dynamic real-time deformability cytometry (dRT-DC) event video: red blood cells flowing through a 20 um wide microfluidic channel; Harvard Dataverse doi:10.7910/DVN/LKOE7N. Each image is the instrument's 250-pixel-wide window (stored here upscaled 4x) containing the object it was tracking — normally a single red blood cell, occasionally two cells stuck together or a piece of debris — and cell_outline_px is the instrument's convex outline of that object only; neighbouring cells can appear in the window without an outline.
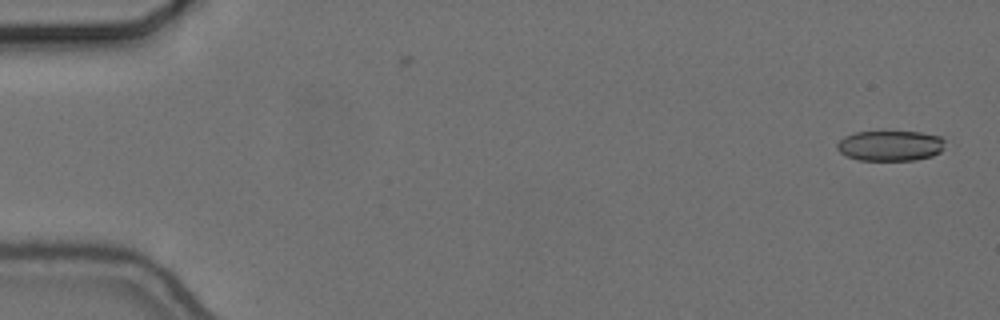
{"species": "common noctule bat (a hibernating species)", "species_latin": "Nyctalus noctula", "temperature_condition": "cold", "stored_images_in_passage": 55, "camera_frame_rate_fps": 3000, "um_per_image_px": 0.085, "animal": {"sex": "female", "body_mass_g": 24.6, "forearm_length_mm": 56.2}, "frame": {"image": 1, "passage_image": 1, "time_ms": 0.0, "image_size_px": [1000, 320], "cell_outline_px": [[944, 148], [940, 152], [932, 156], [916, 160], [860, 160], [848, 156], [840, 152], [836, 148], [836, 144], [844, 136], [856, 132], [920, 132], [940, 136], [944, 140]], "centroid_in_image_um": [75.68, 12.38], "position_along_channel_um": 9.3, "area_um2": 19.07}}
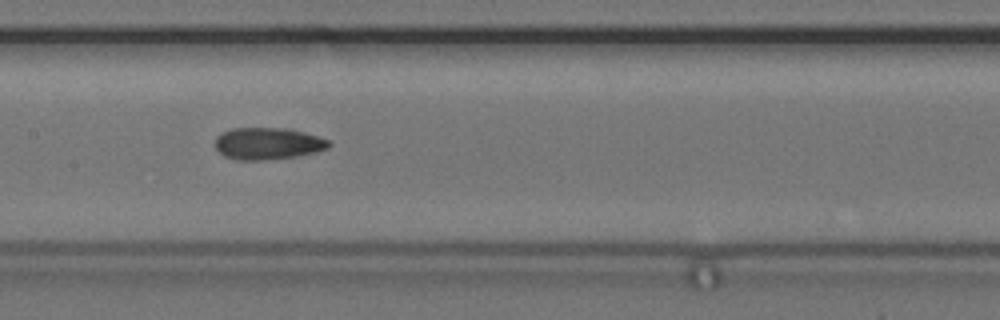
{"frame": {"image": 2, "passage_image": 27, "time_ms": 8.667, "image_size_px": [1000, 320], "cell_outline_px": [[332, 144], [328, 148], [312, 152], [292, 156], [264, 160], [236, 160], [224, 156], [216, 148], [216, 136], [220, 132], [232, 128], [280, 128], [300, 132], [332, 140]], "centroid_in_image_um": [22.71, 12.2], "position_along_channel_um": 184.7, "area_um2": 20.87}}
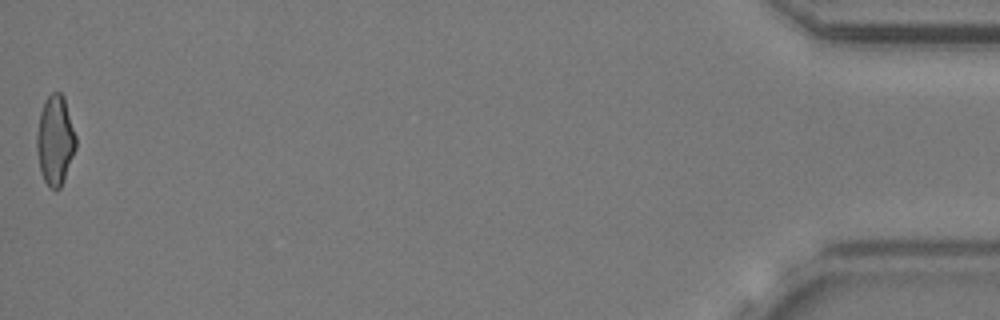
{"frame": {"image": 3, "passage_image": 55, "time_ms": 18.0, "image_size_px": [1000, 320], "cell_outline_px": [[76, 148], [64, 180], [60, 188], [56, 192], [44, 180], [40, 172], [36, 148], [36, 132], [40, 112], [44, 100], [52, 92], [60, 92], [64, 96], [76, 136]], "centroid_in_image_um": [4.68, 11.92], "position_along_channel_um": 430.5, "area_um2": 20.63}, "authors_computed_cell_mechanics": {"area_um2": 20.6924, "velocity_mm_per_s": 3.6727, "shape_relaxation_time_tau1_ms": null, "shape_relaxation_time_tau2_ms": 1.9529, "deformation_change_tau1": null, "deformation_change_tau2": 0.0868}}